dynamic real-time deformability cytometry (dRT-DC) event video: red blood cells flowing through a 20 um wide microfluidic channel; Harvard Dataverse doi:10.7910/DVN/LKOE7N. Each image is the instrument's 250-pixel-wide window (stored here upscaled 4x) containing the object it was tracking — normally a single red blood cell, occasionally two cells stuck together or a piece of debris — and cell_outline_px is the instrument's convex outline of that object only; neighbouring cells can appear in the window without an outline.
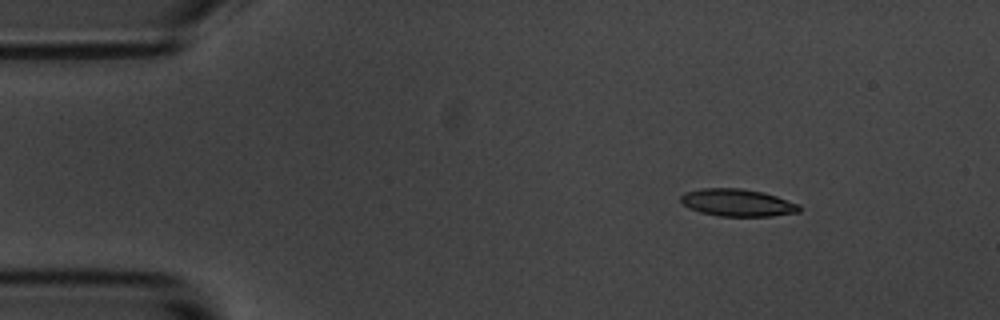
{"species": "common noctule bat (a hibernating species)", "species_latin": "Nyctalus noctula", "temperature_condition": "room temperature", "stored_images_in_passage": 4, "camera_frame_rate_fps": 3000, "um_per_image_px": 0.085, "animal": {"sex": "male", "body_mass_g": 20.1, "forearm_length_mm": 53.5}, "frame": {"image": 1, "passage_image": 2, "time_ms": 1.333, "image_size_px": [1000, 320], "cell_outline_px": [[800, 212], [772, 216], [720, 216], [700, 212], [688, 208], [680, 200], [680, 196], [684, 192], [700, 188], [740, 188], [764, 192], [800, 204]], "centroid_in_image_um": [62.68, 17.22], "position_along_channel_um": 22.3, "area_um2": 19.02}}